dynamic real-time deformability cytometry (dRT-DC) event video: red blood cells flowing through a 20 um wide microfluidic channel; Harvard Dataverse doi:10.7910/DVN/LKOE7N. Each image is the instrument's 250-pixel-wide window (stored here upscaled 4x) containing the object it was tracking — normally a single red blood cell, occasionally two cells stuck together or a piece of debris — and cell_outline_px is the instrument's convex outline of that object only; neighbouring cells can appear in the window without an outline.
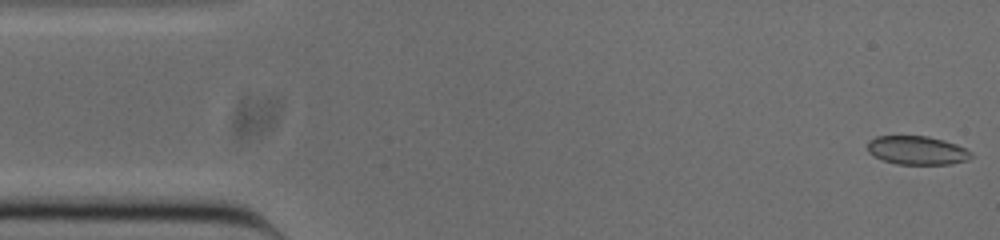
{"species": "common noctule bat (a hibernating species)", "species_latin": "Nyctalus noctula", "temperature_condition": "cold", "stored_images_in_passage": 52, "camera_frame_rate_fps": 3000, "um_per_image_px": 0.085, "animal": {"sex": "male", "body_mass_g": 20.0, "forearm_length_mm": 53.3}, "frame": {"image": 1, "passage_image": 1, "time_ms": 0.0, "image_size_px": [1000, 240], "cell_outline_px": [[972, 156], [968, 160], [952, 164], [896, 164], [884, 160], [868, 152], [868, 140], [876, 136], [928, 136], [944, 140], [956, 144], [972, 152]], "centroid_in_image_um": [77.96, 12.77], "position_along_channel_um": 7.0, "area_um2": 17.28}}
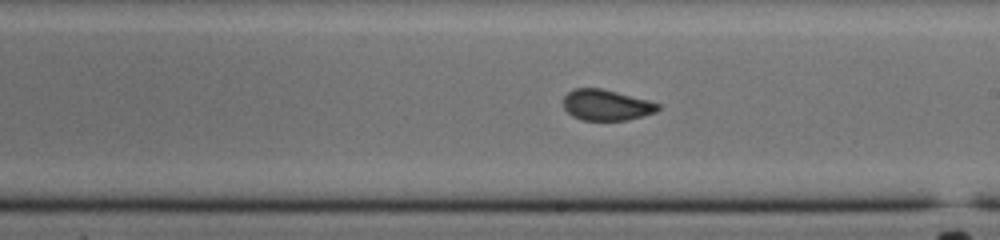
{"frame": {"image": 2, "passage_image": 28, "time_ms": 9.0, "image_size_px": [1000, 240], "cell_outline_px": [[660, 108], [656, 112], [644, 116], [628, 120], [580, 120], [572, 116], [564, 108], [564, 96], [572, 88], [600, 88], [648, 100], [660, 104]], "centroid_in_image_um": [51.54, 8.93], "position_along_channel_um": 237.5, "area_um2": 17.05}}
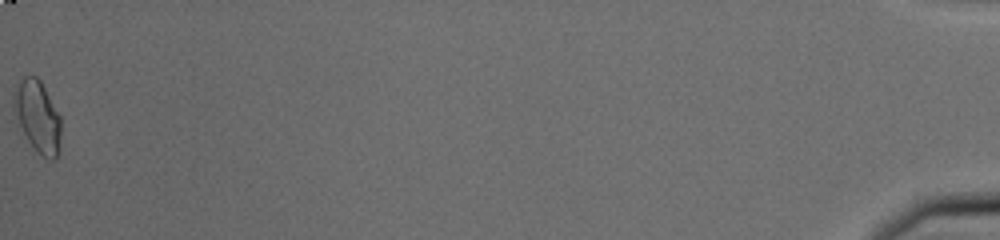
{"frame": {"image": 3, "passage_image": 52, "time_ms": 17.0, "image_size_px": [1000, 240], "cell_outline_px": [[60, 148], [56, 156], [52, 160], [48, 160], [36, 152], [12, 116], [12, 100], [20, 80], [24, 76], [36, 76], [40, 80], [60, 116]], "centroid_in_image_um": [3.16, 9.93], "position_along_channel_um": 432.0, "area_um2": 19.88}, "authors_computed_cell_mechanics": {"area_um2": 17.6579, "velocity_mm_per_s": 3.855, "shape_relaxation_time_tau1_ms": null, "shape_relaxation_time_tau2_ms": 1.1219, "deformation_change_tau1": null, "deformation_change_tau2": 0.0556}}